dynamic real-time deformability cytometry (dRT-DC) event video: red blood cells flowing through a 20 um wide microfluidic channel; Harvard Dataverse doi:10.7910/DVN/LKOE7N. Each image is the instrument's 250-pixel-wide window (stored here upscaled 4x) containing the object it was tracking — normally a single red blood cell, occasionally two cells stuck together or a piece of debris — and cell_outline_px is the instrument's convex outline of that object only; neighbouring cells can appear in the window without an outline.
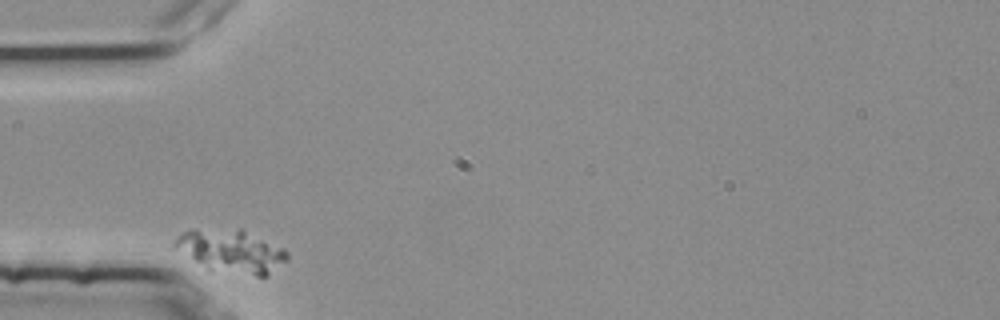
{"species": "common noctule bat (a hibernating species)", "species_latin": "Nyctalus noctula", "temperature_condition": "room temperature", "stored_images_in_passage": 2, "camera_frame_rate_fps": 3000, "um_per_image_px": 0.085, "animal": {"sex": "female", "body_mass_g": 25.1}, "frame": {"image": 1, "passage_image": 1, "time_ms": 0.0, "image_size_px": [1000, 320], "cell_outline_px": [[288, 260], [268, 276], [256, 276], [208, 272], [172, 248], [172, 244], [176, 236], [192, 228], [240, 228], [284, 248], [288, 252]], "centroid_in_image_um": [19.58, 21.37], "position_along_channel_um": 65.4, "area_um2": 29.59}}
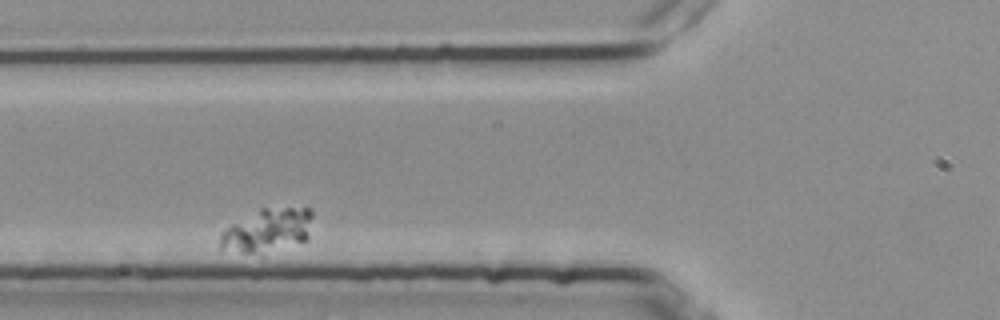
{"frame": {"image": 2, "passage_image": 2, "time_ms": 0.333, "image_size_px": [1000, 320], "cell_outline_px": [[312, 216], [308, 236], [304, 240], [264, 256], [260, 256], [220, 248], [220, 232], [232, 224], [260, 208], [312, 208]], "centroid_in_image_um": [22.72, 19.62], "position_along_channel_um": 103.1, "area_um2": 23.7}}